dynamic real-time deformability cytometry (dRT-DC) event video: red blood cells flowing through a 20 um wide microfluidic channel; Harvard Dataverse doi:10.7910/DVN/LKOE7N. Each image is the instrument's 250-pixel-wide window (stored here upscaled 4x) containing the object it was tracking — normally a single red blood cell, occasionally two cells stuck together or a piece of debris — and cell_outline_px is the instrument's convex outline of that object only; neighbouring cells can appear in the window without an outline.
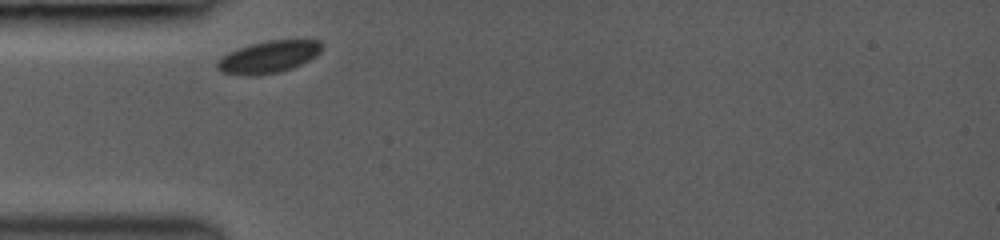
{"species": "common noctule bat (a hibernating species)", "species_latin": "Nyctalus noctula", "temperature_condition": "room temperature", "stored_images_in_passage": 4, "camera_frame_rate_fps": 3000, "um_per_image_px": 0.085, "animal": {"sex": "female", "body_mass_g": 19.0, "forearm_length_mm": 53.3}, "frame": {"image": 1, "passage_image": 1, "time_ms": 0.0, "image_size_px": [1000, 240], "cell_outline_px": [[324, 48], [316, 56], [292, 68], [280, 72], [252, 76], [244, 76], [220, 72], [216, 68], [216, 64], [228, 52], [252, 44], [268, 40], [320, 40], [324, 44]], "centroid_in_image_um": [22.86, 4.85], "position_along_channel_um": 62.1, "area_um2": 19.59}}
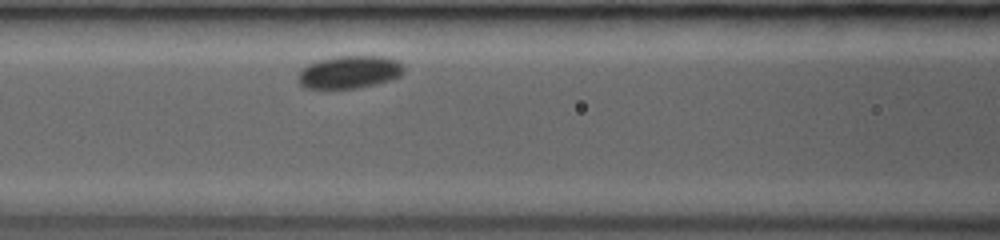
{"frame": {"image": 2, "passage_image": 4, "time_ms": 2.0, "image_size_px": [1000, 240], "cell_outline_px": [[404, 68], [400, 76], [392, 80], [376, 84], [356, 88], [304, 88], [300, 84], [296, 76], [308, 64], [320, 60], [336, 56], [380, 56], [396, 60]], "centroid_in_image_um": [29.69, 6.13], "position_along_channel_um": 136.9, "area_um2": 20.0}}